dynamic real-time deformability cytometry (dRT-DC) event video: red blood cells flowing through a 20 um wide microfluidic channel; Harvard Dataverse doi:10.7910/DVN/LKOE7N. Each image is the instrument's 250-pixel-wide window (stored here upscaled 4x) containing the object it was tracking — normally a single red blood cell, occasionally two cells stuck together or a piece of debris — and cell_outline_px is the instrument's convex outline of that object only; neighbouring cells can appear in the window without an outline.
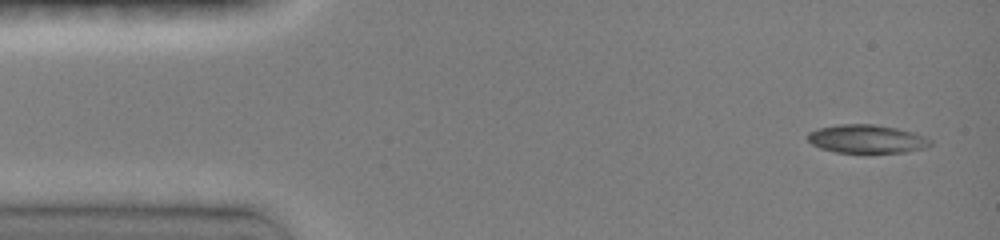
{"species": "common noctule bat (a hibernating species)", "species_latin": "Nyctalus noctula", "temperature_condition": "room temperature", "stored_images_in_passage": 38, "camera_frame_rate_fps": 3000, "um_per_image_px": 0.085, "animal": {"sex": "female", "body_mass_g": 19.0, "forearm_length_mm": 51.5}, "frame": {"image": 1, "passage_image": 1, "time_ms": 0.0, "image_size_px": [1000, 240], "cell_outline_px": [[932, 144], [924, 148], [904, 152], [836, 152], [820, 148], [812, 144], [808, 140], [808, 132], [816, 128], [840, 124], [872, 124], [896, 128], [912, 132], [924, 136], [932, 140]], "centroid_in_image_um": [73.65, 11.8], "position_along_channel_um": 11.3, "area_um2": 20.17}}
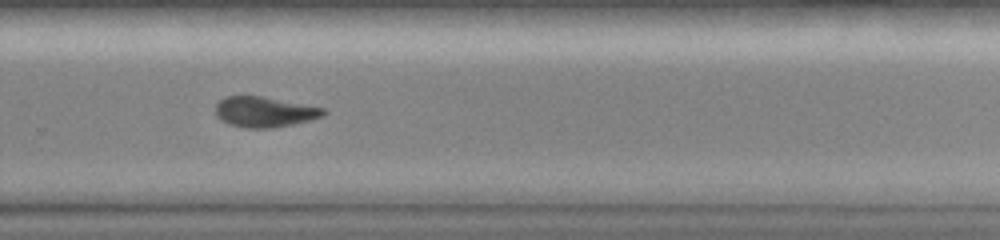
{"frame": {"image": 2, "passage_image": 23, "time_ms": 7.333, "image_size_px": [1000, 240], "cell_outline_px": [[328, 112], [324, 116], [292, 124], [272, 128], [244, 128], [228, 124], [220, 120], [216, 116], [216, 104], [220, 100], [228, 96], [260, 96], [324, 108]], "centroid_in_image_um": [22.46, 9.52], "position_along_channel_um": 307.3, "area_um2": 19.02}}
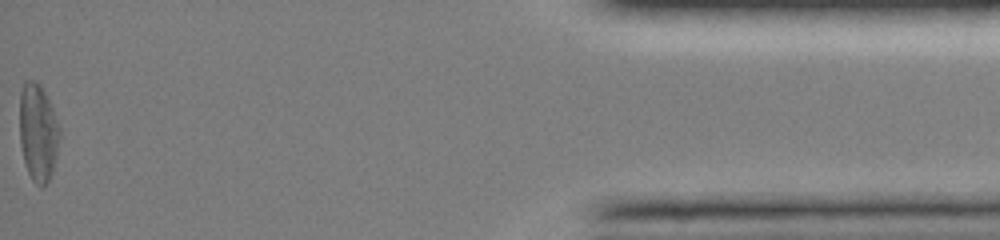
{"frame": {"image": 3, "passage_image": 38, "time_ms": 12.333, "image_size_px": [1000, 240], "cell_outline_px": [[60, 136], [56, 156], [52, 172], [48, 180], [40, 188], [32, 180], [28, 172], [24, 160], [20, 144], [20, 92], [24, 84], [28, 80], [32, 80], [40, 84], [52, 108], [60, 128]], "centroid_in_image_um": [3.23, 11.27], "position_along_channel_um": 432.0, "area_um2": 22.48}, "authors_computed_cell_mechanics": {"area_um2": 20.1144, "velocity_mm_per_s": 4.1425, "shape_relaxation_time_tau1_ms": 1.6665, "shape_relaxation_time_tau2_ms": 4.891, "deformation_change_tau1": 0.1178, "deformation_change_tau2": 0.1276}}